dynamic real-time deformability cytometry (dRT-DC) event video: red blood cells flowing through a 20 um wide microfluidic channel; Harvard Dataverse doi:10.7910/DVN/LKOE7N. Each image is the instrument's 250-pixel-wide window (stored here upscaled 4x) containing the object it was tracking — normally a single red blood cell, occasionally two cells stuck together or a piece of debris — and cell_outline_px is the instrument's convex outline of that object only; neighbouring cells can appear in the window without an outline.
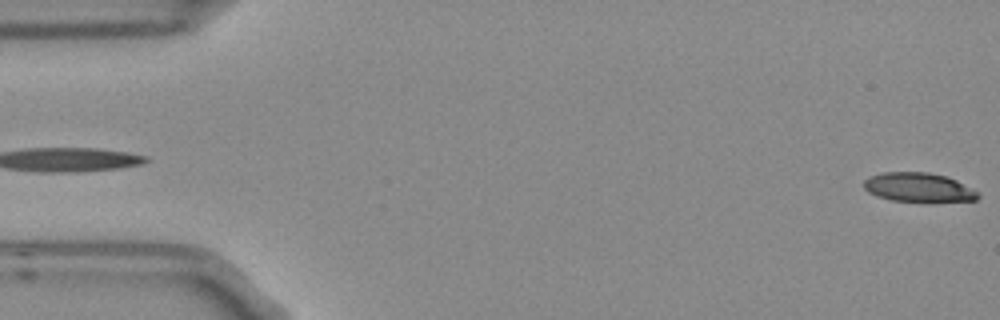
{"species": "Egyptian fruit bat (a non-hibernating species)", "species_latin": "Rousettus aegyptiacus", "temperature_condition": "room temperature", "stored_images_in_passage": 4, "segment_of_instrument_passage": [2, 2], "camera_frame_rate_fps": 3000, "um_per_image_px": 0.085, "frame": {"image": 1, "passage_image": 4, "time_ms": 1.0, "image_size_px": [1000, 320], "cell_outline_px": [[980, 196], [976, 200], [892, 200], [868, 192], [864, 188], [864, 180], [868, 176], [884, 172], [928, 172], [948, 176], [956, 180], [976, 192]], "centroid_in_image_um": [78.02, 15.88], "position_along_channel_um": 7.0, "area_um2": 18.73}}